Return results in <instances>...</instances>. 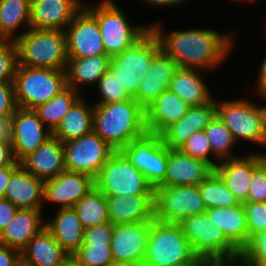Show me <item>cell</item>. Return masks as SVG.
Returning <instances> with one entry per match:
<instances>
[{
    "label": "cell",
    "instance_id": "74e56055",
    "mask_svg": "<svg viewBox=\"0 0 266 266\" xmlns=\"http://www.w3.org/2000/svg\"><path fill=\"white\" fill-rule=\"evenodd\" d=\"M205 134L209 139L212 154L219 160H226L238 157L234 154L237 144L230 130L216 115L214 119L204 128Z\"/></svg>",
    "mask_w": 266,
    "mask_h": 266
},
{
    "label": "cell",
    "instance_id": "b9f144b4",
    "mask_svg": "<svg viewBox=\"0 0 266 266\" xmlns=\"http://www.w3.org/2000/svg\"><path fill=\"white\" fill-rule=\"evenodd\" d=\"M247 202H266V153L254 151V171Z\"/></svg>",
    "mask_w": 266,
    "mask_h": 266
},
{
    "label": "cell",
    "instance_id": "cb8c5ba5",
    "mask_svg": "<svg viewBox=\"0 0 266 266\" xmlns=\"http://www.w3.org/2000/svg\"><path fill=\"white\" fill-rule=\"evenodd\" d=\"M21 165L36 178L46 181L65 170L62 142L52 136L35 151L26 156Z\"/></svg>",
    "mask_w": 266,
    "mask_h": 266
},
{
    "label": "cell",
    "instance_id": "680465c9",
    "mask_svg": "<svg viewBox=\"0 0 266 266\" xmlns=\"http://www.w3.org/2000/svg\"><path fill=\"white\" fill-rule=\"evenodd\" d=\"M263 99L266 100V97H264ZM264 119H265V130H266V105H264ZM265 148H266V139H265Z\"/></svg>",
    "mask_w": 266,
    "mask_h": 266
},
{
    "label": "cell",
    "instance_id": "52a82bcc",
    "mask_svg": "<svg viewBox=\"0 0 266 266\" xmlns=\"http://www.w3.org/2000/svg\"><path fill=\"white\" fill-rule=\"evenodd\" d=\"M13 84L17 107L34 109L67 87L66 72L18 64Z\"/></svg>",
    "mask_w": 266,
    "mask_h": 266
},
{
    "label": "cell",
    "instance_id": "2e32d148",
    "mask_svg": "<svg viewBox=\"0 0 266 266\" xmlns=\"http://www.w3.org/2000/svg\"><path fill=\"white\" fill-rule=\"evenodd\" d=\"M68 58L106 55L97 19L84 7L65 29Z\"/></svg>",
    "mask_w": 266,
    "mask_h": 266
},
{
    "label": "cell",
    "instance_id": "7bdbcfd3",
    "mask_svg": "<svg viewBox=\"0 0 266 266\" xmlns=\"http://www.w3.org/2000/svg\"><path fill=\"white\" fill-rule=\"evenodd\" d=\"M18 67L15 41L0 40V81L13 82Z\"/></svg>",
    "mask_w": 266,
    "mask_h": 266
},
{
    "label": "cell",
    "instance_id": "9a60e30c",
    "mask_svg": "<svg viewBox=\"0 0 266 266\" xmlns=\"http://www.w3.org/2000/svg\"><path fill=\"white\" fill-rule=\"evenodd\" d=\"M150 221L114 224L111 250L116 266H143Z\"/></svg>",
    "mask_w": 266,
    "mask_h": 266
},
{
    "label": "cell",
    "instance_id": "8d00e7d4",
    "mask_svg": "<svg viewBox=\"0 0 266 266\" xmlns=\"http://www.w3.org/2000/svg\"><path fill=\"white\" fill-rule=\"evenodd\" d=\"M199 191L207 209L241 204L215 171L199 184Z\"/></svg>",
    "mask_w": 266,
    "mask_h": 266
},
{
    "label": "cell",
    "instance_id": "1f68e13d",
    "mask_svg": "<svg viewBox=\"0 0 266 266\" xmlns=\"http://www.w3.org/2000/svg\"><path fill=\"white\" fill-rule=\"evenodd\" d=\"M205 213L239 250L249 242L247 217L242 203L233 207L210 208Z\"/></svg>",
    "mask_w": 266,
    "mask_h": 266
},
{
    "label": "cell",
    "instance_id": "d6986e66",
    "mask_svg": "<svg viewBox=\"0 0 266 266\" xmlns=\"http://www.w3.org/2000/svg\"><path fill=\"white\" fill-rule=\"evenodd\" d=\"M85 4L82 0H31V28L65 31Z\"/></svg>",
    "mask_w": 266,
    "mask_h": 266
},
{
    "label": "cell",
    "instance_id": "f907efd6",
    "mask_svg": "<svg viewBox=\"0 0 266 266\" xmlns=\"http://www.w3.org/2000/svg\"><path fill=\"white\" fill-rule=\"evenodd\" d=\"M16 162L9 137L0 138V168Z\"/></svg>",
    "mask_w": 266,
    "mask_h": 266
},
{
    "label": "cell",
    "instance_id": "d590c367",
    "mask_svg": "<svg viewBox=\"0 0 266 266\" xmlns=\"http://www.w3.org/2000/svg\"><path fill=\"white\" fill-rule=\"evenodd\" d=\"M84 228L111 222L105 195L95 186L74 206Z\"/></svg>",
    "mask_w": 266,
    "mask_h": 266
},
{
    "label": "cell",
    "instance_id": "5bb4252c",
    "mask_svg": "<svg viewBox=\"0 0 266 266\" xmlns=\"http://www.w3.org/2000/svg\"><path fill=\"white\" fill-rule=\"evenodd\" d=\"M53 136L33 109L17 107L8 121V137L15 160L21 162Z\"/></svg>",
    "mask_w": 266,
    "mask_h": 266
},
{
    "label": "cell",
    "instance_id": "11a10c76",
    "mask_svg": "<svg viewBox=\"0 0 266 266\" xmlns=\"http://www.w3.org/2000/svg\"><path fill=\"white\" fill-rule=\"evenodd\" d=\"M142 2L146 3V5L149 4L153 9L154 7H179V5H182V3L186 2V0H142Z\"/></svg>",
    "mask_w": 266,
    "mask_h": 266
},
{
    "label": "cell",
    "instance_id": "7a4b0ae2",
    "mask_svg": "<svg viewBox=\"0 0 266 266\" xmlns=\"http://www.w3.org/2000/svg\"><path fill=\"white\" fill-rule=\"evenodd\" d=\"M93 131L115 151L148 133L145 109L134 99L94 104Z\"/></svg>",
    "mask_w": 266,
    "mask_h": 266
},
{
    "label": "cell",
    "instance_id": "7c38bea8",
    "mask_svg": "<svg viewBox=\"0 0 266 266\" xmlns=\"http://www.w3.org/2000/svg\"><path fill=\"white\" fill-rule=\"evenodd\" d=\"M64 148L65 169L87 174L94 179L115 152L94 131L80 138L62 143Z\"/></svg>",
    "mask_w": 266,
    "mask_h": 266
},
{
    "label": "cell",
    "instance_id": "ac0fdd59",
    "mask_svg": "<svg viewBox=\"0 0 266 266\" xmlns=\"http://www.w3.org/2000/svg\"><path fill=\"white\" fill-rule=\"evenodd\" d=\"M216 115L215 98L203 105L190 106L180 120L159 134L161 141L168 149H179L194 132L204 130Z\"/></svg>",
    "mask_w": 266,
    "mask_h": 266
},
{
    "label": "cell",
    "instance_id": "681fc988",
    "mask_svg": "<svg viewBox=\"0 0 266 266\" xmlns=\"http://www.w3.org/2000/svg\"><path fill=\"white\" fill-rule=\"evenodd\" d=\"M18 208L9 200L0 199V233L11 222Z\"/></svg>",
    "mask_w": 266,
    "mask_h": 266
},
{
    "label": "cell",
    "instance_id": "8992f818",
    "mask_svg": "<svg viewBox=\"0 0 266 266\" xmlns=\"http://www.w3.org/2000/svg\"><path fill=\"white\" fill-rule=\"evenodd\" d=\"M161 50L151 29L120 54L111 57L109 70L125 91L135 98L141 81L151 66L153 57Z\"/></svg>",
    "mask_w": 266,
    "mask_h": 266
},
{
    "label": "cell",
    "instance_id": "f1b7e54d",
    "mask_svg": "<svg viewBox=\"0 0 266 266\" xmlns=\"http://www.w3.org/2000/svg\"><path fill=\"white\" fill-rule=\"evenodd\" d=\"M201 71L198 69L181 68L175 71L169 83V90L184 100L189 106H199L214 99Z\"/></svg>",
    "mask_w": 266,
    "mask_h": 266
},
{
    "label": "cell",
    "instance_id": "4dcf8cb0",
    "mask_svg": "<svg viewBox=\"0 0 266 266\" xmlns=\"http://www.w3.org/2000/svg\"><path fill=\"white\" fill-rule=\"evenodd\" d=\"M111 57L97 55L87 58H69L66 65L67 86L81 93V86L93 87L99 79L109 70Z\"/></svg>",
    "mask_w": 266,
    "mask_h": 266
},
{
    "label": "cell",
    "instance_id": "484cf974",
    "mask_svg": "<svg viewBox=\"0 0 266 266\" xmlns=\"http://www.w3.org/2000/svg\"><path fill=\"white\" fill-rule=\"evenodd\" d=\"M44 181L29 173L22 165L11 175L4 198L18 209H43Z\"/></svg>",
    "mask_w": 266,
    "mask_h": 266
},
{
    "label": "cell",
    "instance_id": "3957f363",
    "mask_svg": "<svg viewBox=\"0 0 266 266\" xmlns=\"http://www.w3.org/2000/svg\"><path fill=\"white\" fill-rule=\"evenodd\" d=\"M179 223L150 221L143 266H203Z\"/></svg>",
    "mask_w": 266,
    "mask_h": 266
},
{
    "label": "cell",
    "instance_id": "603a6c76",
    "mask_svg": "<svg viewBox=\"0 0 266 266\" xmlns=\"http://www.w3.org/2000/svg\"><path fill=\"white\" fill-rule=\"evenodd\" d=\"M105 197L113 224L139 223L154 219V194Z\"/></svg>",
    "mask_w": 266,
    "mask_h": 266
},
{
    "label": "cell",
    "instance_id": "c3c4849f",
    "mask_svg": "<svg viewBox=\"0 0 266 266\" xmlns=\"http://www.w3.org/2000/svg\"><path fill=\"white\" fill-rule=\"evenodd\" d=\"M21 252L0 244V266H20Z\"/></svg>",
    "mask_w": 266,
    "mask_h": 266
},
{
    "label": "cell",
    "instance_id": "5b68a950",
    "mask_svg": "<svg viewBox=\"0 0 266 266\" xmlns=\"http://www.w3.org/2000/svg\"><path fill=\"white\" fill-rule=\"evenodd\" d=\"M84 7L97 19L106 55L114 57L139 40L150 25H132L114 0H101Z\"/></svg>",
    "mask_w": 266,
    "mask_h": 266
},
{
    "label": "cell",
    "instance_id": "f5cc1de1",
    "mask_svg": "<svg viewBox=\"0 0 266 266\" xmlns=\"http://www.w3.org/2000/svg\"><path fill=\"white\" fill-rule=\"evenodd\" d=\"M266 55V54H265ZM261 65H259L260 69L258 72L257 80L255 86H256V94L258 93V98L261 99L266 97V56L263 58V61H261Z\"/></svg>",
    "mask_w": 266,
    "mask_h": 266
},
{
    "label": "cell",
    "instance_id": "44dd1931",
    "mask_svg": "<svg viewBox=\"0 0 266 266\" xmlns=\"http://www.w3.org/2000/svg\"><path fill=\"white\" fill-rule=\"evenodd\" d=\"M177 69V63L160 50L153 57L150 69L141 81L134 99L146 109L169 88V83Z\"/></svg>",
    "mask_w": 266,
    "mask_h": 266
},
{
    "label": "cell",
    "instance_id": "e575fe53",
    "mask_svg": "<svg viewBox=\"0 0 266 266\" xmlns=\"http://www.w3.org/2000/svg\"><path fill=\"white\" fill-rule=\"evenodd\" d=\"M82 93L67 86L48 102L38 105L33 110L43 124L54 132L70 108L82 97Z\"/></svg>",
    "mask_w": 266,
    "mask_h": 266
},
{
    "label": "cell",
    "instance_id": "ab89813d",
    "mask_svg": "<svg viewBox=\"0 0 266 266\" xmlns=\"http://www.w3.org/2000/svg\"><path fill=\"white\" fill-rule=\"evenodd\" d=\"M99 94L98 101L93 104H110L126 101L132 98L118 83L116 76L108 70L96 84Z\"/></svg>",
    "mask_w": 266,
    "mask_h": 266
},
{
    "label": "cell",
    "instance_id": "7402d4cb",
    "mask_svg": "<svg viewBox=\"0 0 266 266\" xmlns=\"http://www.w3.org/2000/svg\"><path fill=\"white\" fill-rule=\"evenodd\" d=\"M43 211L18 209L11 222L0 233V244L21 252L29 241L45 228Z\"/></svg>",
    "mask_w": 266,
    "mask_h": 266
},
{
    "label": "cell",
    "instance_id": "60d3db41",
    "mask_svg": "<svg viewBox=\"0 0 266 266\" xmlns=\"http://www.w3.org/2000/svg\"><path fill=\"white\" fill-rule=\"evenodd\" d=\"M110 246L81 244L74 255L84 266H116Z\"/></svg>",
    "mask_w": 266,
    "mask_h": 266
},
{
    "label": "cell",
    "instance_id": "db71d44e",
    "mask_svg": "<svg viewBox=\"0 0 266 266\" xmlns=\"http://www.w3.org/2000/svg\"><path fill=\"white\" fill-rule=\"evenodd\" d=\"M203 266H251L245 262L241 257L234 259L210 260L204 262Z\"/></svg>",
    "mask_w": 266,
    "mask_h": 266
},
{
    "label": "cell",
    "instance_id": "4316f807",
    "mask_svg": "<svg viewBox=\"0 0 266 266\" xmlns=\"http://www.w3.org/2000/svg\"><path fill=\"white\" fill-rule=\"evenodd\" d=\"M254 171V152L220 161L215 172L240 203L247 202Z\"/></svg>",
    "mask_w": 266,
    "mask_h": 266
},
{
    "label": "cell",
    "instance_id": "e0dca14e",
    "mask_svg": "<svg viewBox=\"0 0 266 266\" xmlns=\"http://www.w3.org/2000/svg\"><path fill=\"white\" fill-rule=\"evenodd\" d=\"M94 187L93 177L65 169L56 177L44 181L43 205L52 202L57 204L58 209L72 208Z\"/></svg>",
    "mask_w": 266,
    "mask_h": 266
},
{
    "label": "cell",
    "instance_id": "bcb514c9",
    "mask_svg": "<svg viewBox=\"0 0 266 266\" xmlns=\"http://www.w3.org/2000/svg\"><path fill=\"white\" fill-rule=\"evenodd\" d=\"M113 229L112 222L85 228L82 244L111 245Z\"/></svg>",
    "mask_w": 266,
    "mask_h": 266
},
{
    "label": "cell",
    "instance_id": "d6a6232c",
    "mask_svg": "<svg viewBox=\"0 0 266 266\" xmlns=\"http://www.w3.org/2000/svg\"><path fill=\"white\" fill-rule=\"evenodd\" d=\"M83 96L70 108L53 136L62 143L80 138L93 131L94 104Z\"/></svg>",
    "mask_w": 266,
    "mask_h": 266
},
{
    "label": "cell",
    "instance_id": "ba28073f",
    "mask_svg": "<svg viewBox=\"0 0 266 266\" xmlns=\"http://www.w3.org/2000/svg\"><path fill=\"white\" fill-rule=\"evenodd\" d=\"M179 224L203 263L240 257V250L209 220L206 213L186 217Z\"/></svg>",
    "mask_w": 266,
    "mask_h": 266
},
{
    "label": "cell",
    "instance_id": "ee69618b",
    "mask_svg": "<svg viewBox=\"0 0 266 266\" xmlns=\"http://www.w3.org/2000/svg\"><path fill=\"white\" fill-rule=\"evenodd\" d=\"M240 257L251 266H266V231L251 236Z\"/></svg>",
    "mask_w": 266,
    "mask_h": 266
},
{
    "label": "cell",
    "instance_id": "6da1fadb",
    "mask_svg": "<svg viewBox=\"0 0 266 266\" xmlns=\"http://www.w3.org/2000/svg\"><path fill=\"white\" fill-rule=\"evenodd\" d=\"M149 25L161 50L181 68L211 73L219 69L235 47L234 33L222 34L207 28H187L167 33L159 21Z\"/></svg>",
    "mask_w": 266,
    "mask_h": 266
},
{
    "label": "cell",
    "instance_id": "836d02e7",
    "mask_svg": "<svg viewBox=\"0 0 266 266\" xmlns=\"http://www.w3.org/2000/svg\"><path fill=\"white\" fill-rule=\"evenodd\" d=\"M22 27L31 28V0H0V40L15 41Z\"/></svg>",
    "mask_w": 266,
    "mask_h": 266
},
{
    "label": "cell",
    "instance_id": "4fadbf2b",
    "mask_svg": "<svg viewBox=\"0 0 266 266\" xmlns=\"http://www.w3.org/2000/svg\"><path fill=\"white\" fill-rule=\"evenodd\" d=\"M121 152L131 164L144 174L155 188L165 178L168 164V148L159 135L147 133L127 144Z\"/></svg>",
    "mask_w": 266,
    "mask_h": 266
},
{
    "label": "cell",
    "instance_id": "277c9868",
    "mask_svg": "<svg viewBox=\"0 0 266 266\" xmlns=\"http://www.w3.org/2000/svg\"><path fill=\"white\" fill-rule=\"evenodd\" d=\"M15 43L19 65L55 70L66 69L69 58L64 30L29 28L20 32Z\"/></svg>",
    "mask_w": 266,
    "mask_h": 266
},
{
    "label": "cell",
    "instance_id": "816d5d0a",
    "mask_svg": "<svg viewBox=\"0 0 266 266\" xmlns=\"http://www.w3.org/2000/svg\"><path fill=\"white\" fill-rule=\"evenodd\" d=\"M21 166V162L16 161L13 165L0 168V199L4 198L5 191L10 181L11 175Z\"/></svg>",
    "mask_w": 266,
    "mask_h": 266
},
{
    "label": "cell",
    "instance_id": "9f6ffc18",
    "mask_svg": "<svg viewBox=\"0 0 266 266\" xmlns=\"http://www.w3.org/2000/svg\"><path fill=\"white\" fill-rule=\"evenodd\" d=\"M57 266H84L74 254H69L67 257Z\"/></svg>",
    "mask_w": 266,
    "mask_h": 266
},
{
    "label": "cell",
    "instance_id": "d4e9b609",
    "mask_svg": "<svg viewBox=\"0 0 266 266\" xmlns=\"http://www.w3.org/2000/svg\"><path fill=\"white\" fill-rule=\"evenodd\" d=\"M189 108L175 93L165 90L145 109L148 133L159 135L166 127L180 120Z\"/></svg>",
    "mask_w": 266,
    "mask_h": 266
},
{
    "label": "cell",
    "instance_id": "f6af8a7d",
    "mask_svg": "<svg viewBox=\"0 0 266 266\" xmlns=\"http://www.w3.org/2000/svg\"><path fill=\"white\" fill-rule=\"evenodd\" d=\"M243 206L247 217L249 239L266 231V202H245Z\"/></svg>",
    "mask_w": 266,
    "mask_h": 266
},
{
    "label": "cell",
    "instance_id": "30bf717a",
    "mask_svg": "<svg viewBox=\"0 0 266 266\" xmlns=\"http://www.w3.org/2000/svg\"><path fill=\"white\" fill-rule=\"evenodd\" d=\"M95 186L105 196L154 194V187L121 151H115L106 161L95 178Z\"/></svg>",
    "mask_w": 266,
    "mask_h": 266
},
{
    "label": "cell",
    "instance_id": "6f0895ef",
    "mask_svg": "<svg viewBox=\"0 0 266 266\" xmlns=\"http://www.w3.org/2000/svg\"><path fill=\"white\" fill-rule=\"evenodd\" d=\"M8 137V122L0 117V138Z\"/></svg>",
    "mask_w": 266,
    "mask_h": 266
},
{
    "label": "cell",
    "instance_id": "8fae6325",
    "mask_svg": "<svg viewBox=\"0 0 266 266\" xmlns=\"http://www.w3.org/2000/svg\"><path fill=\"white\" fill-rule=\"evenodd\" d=\"M199 185L157 186L154 188V219L180 223L184 218L205 213Z\"/></svg>",
    "mask_w": 266,
    "mask_h": 266
},
{
    "label": "cell",
    "instance_id": "91938a15",
    "mask_svg": "<svg viewBox=\"0 0 266 266\" xmlns=\"http://www.w3.org/2000/svg\"><path fill=\"white\" fill-rule=\"evenodd\" d=\"M230 1H233V2L235 1V2H237V3H238V2L254 1V0H230ZM255 1H256V0H255Z\"/></svg>",
    "mask_w": 266,
    "mask_h": 266
},
{
    "label": "cell",
    "instance_id": "f546056e",
    "mask_svg": "<svg viewBox=\"0 0 266 266\" xmlns=\"http://www.w3.org/2000/svg\"><path fill=\"white\" fill-rule=\"evenodd\" d=\"M56 211L53 218L46 219L45 228L69 254H74L83 243L85 228L73 207Z\"/></svg>",
    "mask_w": 266,
    "mask_h": 266
},
{
    "label": "cell",
    "instance_id": "9c48e42d",
    "mask_svg": "<svg viewBox=\"0 0 266 266\" xmlns=\"http://www.w3.org/2000/svg\"><path fill=\"white\" fill-rule=\"evenodd\" d=\"M216 107L217 116L237 143L244 140L265 147L264 105H256L248 98H235L216 101Z\"/></svg>",
    "mask_w": 266,
    "mask_h": 266
},
{
    "label": "cell",
    "instance_id": "ffe728a7",
    "mask_svg": "<svg viewBox=\"0 0 266 266\" xmlns=\"http://www.w3.org/2000/svg\"><path fill=\"white\" fill-rule=\"evenodd\" d=\"M214 171L210 164L180 149H168L166 176L158 186L199 185Z\"/></svg>",
    "mask_w": 266,
    "mask_h": 266
},
{
    "label": "cell",
    "instance_id": "83f0119b",
    "mask_svg": "<svg viewBox=\"0 0 266 266\" xmlns=\"http://www.w3.org/2000/svg\"><path fill=\"white\" fill-rule=\"evenodd\" d=\"M69 253L44 228L21 251L23 266H57Z\"/></svg>",
    "mask_w": 266,
    "mask_h": 266
},
{
    "label": "cell",
    "instance_id": "f35d334b",
    "mask_svg": "<svg viewBox=\"0 0 266 266\" xmlns=\"http://www.w3.org/2000/svg\"><path fill=\"white\" fill-rule=\"evenodd\" d=\"M179 149L183 153L188 154L195 159L205 161L206 163L210 164L214 169L220 162L212 154L209 139L206 136L204 130L194 132Z\"/></svg>",
    "mask_w": 266,
    "mask_h": 266
},
{
    "label": "cell",
    "instance_id": "7dc6e473",
    "mask_svg": "<svg viewBox=\"0 0 266 266\" xmlns=\"http://www.w3.org/2000/svg\"><path fill=\"white\" fill-rule=\"evenodd\" d=\"M16 108L13 82L0 81V117L8 122Z\"/></svg>",
    "mask_w": 266,
    "mask_h": 266
}]
</instances>
